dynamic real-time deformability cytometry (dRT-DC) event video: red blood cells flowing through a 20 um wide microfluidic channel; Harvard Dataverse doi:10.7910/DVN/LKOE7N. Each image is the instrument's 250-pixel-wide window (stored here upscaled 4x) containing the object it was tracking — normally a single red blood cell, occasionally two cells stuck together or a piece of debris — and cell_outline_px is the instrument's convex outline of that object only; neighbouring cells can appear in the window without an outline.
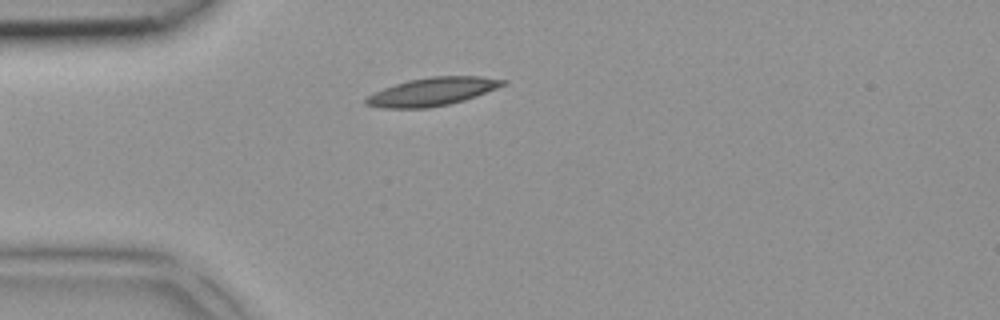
{"species": "common noctule bat (a hibernating species)", "species_latin": "Nyctalus noctula", "temperature_condition": "room temperature", "stored_images_in_passage": 6, "camera_frame_rate_fps": 3000, "um_per_image_px": 0.085, "animal": {"sex": "female", "body_mass_g": 18.4}, "frame": {"image": 1, "passage_image": 6, "time_ms": 1.667, "image_size_px": [1000, 320], "cell_outline_px": [[508, 80], [504, 84], [496, 88], [476, 96], [464, 100], [448, 104], [428, 108], [384, 108], [364, 104], [364, 100], [368, 96], [384, 88], [408, 80], [432, 76], [480, 76]], "centroid_in_image_um": [36.75, 7.79], "position_along_channel_um": 48.3, "area_um2": 22.2}}